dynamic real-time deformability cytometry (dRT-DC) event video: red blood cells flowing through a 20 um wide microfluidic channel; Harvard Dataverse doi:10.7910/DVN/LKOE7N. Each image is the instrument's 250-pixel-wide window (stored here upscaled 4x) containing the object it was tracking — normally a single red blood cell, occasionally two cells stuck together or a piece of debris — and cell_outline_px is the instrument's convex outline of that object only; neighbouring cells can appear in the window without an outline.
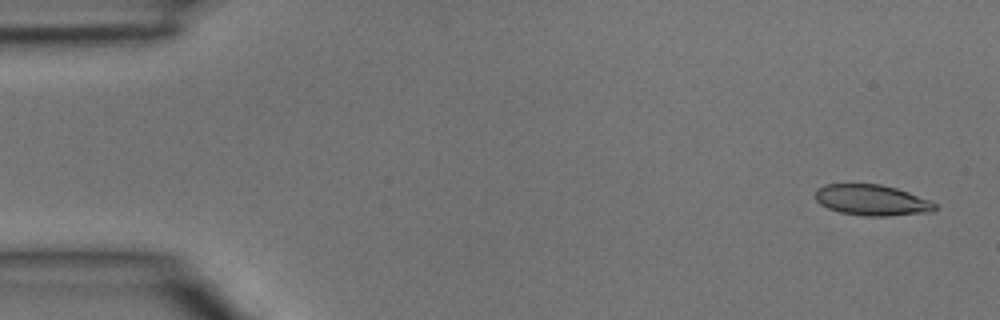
{"species": "common noctule bat (a hibernating species)", "species_latin": "Nyctalus noctula", "temperature_condition": "room temperature", "stored_images_in_passage": 5, "camera_frame_rate_fps": 3000, "um_per_image_px": 0.085, "animal": {"sex": "male", "body_mass_g": 15.6}, "frame": {"image": 1, "passage_image": 1, "time_ms": 0.0, "image_size_px": [1000, 320], "cell_outline_px": [[936, 208], [932, 212], [888, 216], [864, 216], [840, 212], [828, 208], [820, 204], [816, 200], [816, 188], [824, 184], [880, 184], [896, 188], [908, 192], [928, 200], [936, 204]], "centroid_in_image_um": [74.09, 17.01], "position_along_channel_um": 10.9, "area_um2": 21.44}}
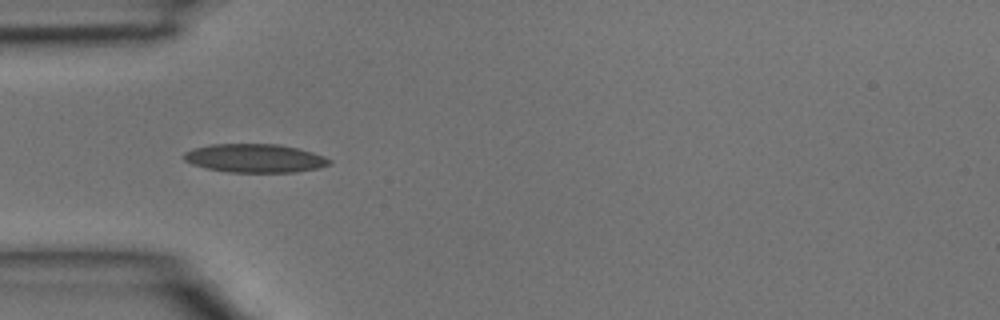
{"frame": {"image": 2, "passage_image": 4, "time_ms": 1.0, "image_size_px": [1000, 320], "cell_outline_px": [[332, 164], [316, 168], [296, 172], [228, 172], [208, 168], [192, 164], [184, 160], [180, 156], [184, 152], [192, 148], [208, 144], [280, 144], [312, 152], [324, 156], [332, 160]], "centroid_in_image_um": [21.63, 13.44], "position_along_channel_um": 63.4, "area_um2": 24.33}}